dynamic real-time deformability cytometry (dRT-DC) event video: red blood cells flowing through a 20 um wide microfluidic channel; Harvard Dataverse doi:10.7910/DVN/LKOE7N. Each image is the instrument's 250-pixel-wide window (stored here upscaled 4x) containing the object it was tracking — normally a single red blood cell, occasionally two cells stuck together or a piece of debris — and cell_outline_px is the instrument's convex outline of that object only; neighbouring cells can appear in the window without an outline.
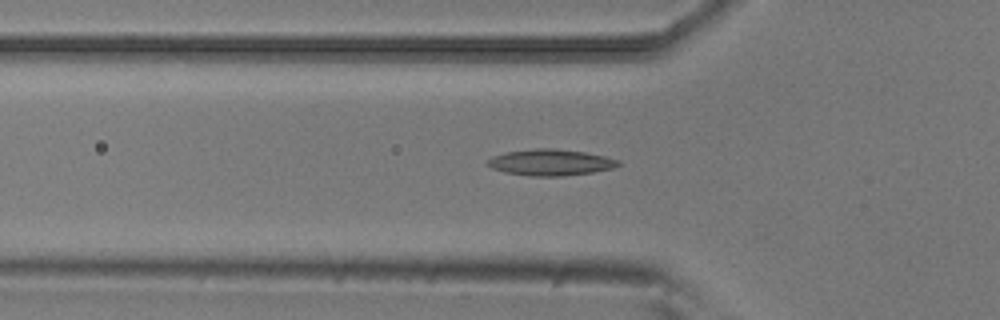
{"species": "common noctule bat (a hibernating species)", "species_latin": "Nyctalus noctula", "temperature_condition": "room temperature", "stored_images_in_passage": 47, "camera_frame_rate_fps": 3000, "um_per_image_px": 0.085, "animal": {"sex": "male", "body_mass_g": 20.5, "forearm_length_mm": 52.5}, "frame": {"image": 1, "passage_image": 16, "time_ms": 5.0, "image_size_px": [1000, 320], "cell_outline_px": [[620, 164], [612, 168], [592, 172], [564, 176], [532, 176], [504, 172], [492, 168], [488, 164], [488, 160], [492, 156], [504, 152], [536, 148], [552, 148], [584, 152], [604, 156], [620, 160]], "centroid_in_image_um": [46.78, 13.8], "position_along_channel_um": 79.0, "area_um2": 19.88}}
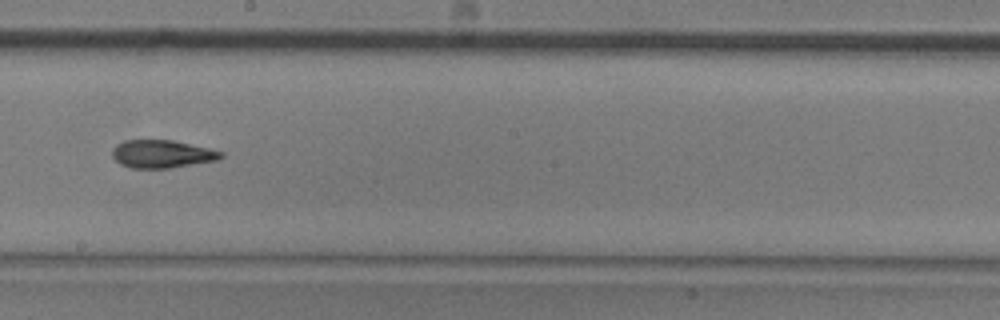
{"frame": {"image": 2, "passage_image": 28, "time_ms": 9.0, "image_size_px": [1000, 320], "cell_outline_px": [[224, 156], [216, 160], [168, 168], [128, 168], [120, 164], [112, 156], [112, 148], [116, 144], [124, 140], [172, 140], [208, 148], [224, 152]], "centroid_in_image_um": [13.72, 13.08], "position_along_channel_um": 234.5, "area_um2": 17.63}}
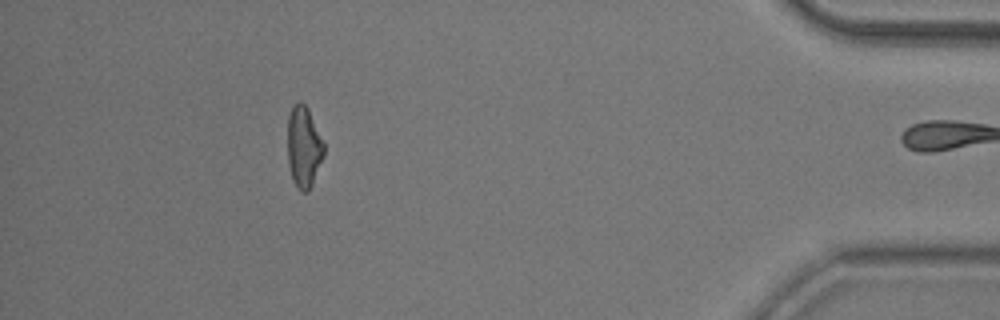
{"frame": {"image": 3, "passage_image": 46, "time_ms": 15.0, "image_size_px": [1000, 320], "cell_outline_px": [[324, 156], [312, 184], [308, 192], [300, 192], [296, 188], [292, 180], [288, 164], [288, 116], [292, 108], [300, 100], [308, 108], [324, 144]], "centroid_in_image_um": [25.81, 12.53], "position_along_channel_um": 409.4, "area_um2": 17.22}, "authors_computed_cell_mechanics": {"area_um2": 18.0914, "velocity_mm_per_s": 3.8502, "shape_relaxation_time_tau1_ms": 7.8385, "shape_relaxation_time_tau2_ms": 2.5041, "deformation_change_tau1": 0.1827, "deformation_change_tau2": 0.1086}}